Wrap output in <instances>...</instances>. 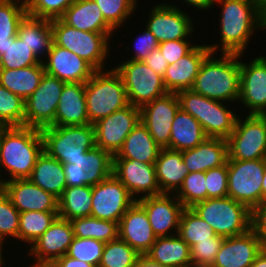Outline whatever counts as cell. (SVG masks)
Returning <instances> with one entry per match:
<instances>
[{"label":"cell","instance_id":"1","mask_svg":"<svg viewBox=\"0 0 266 267\" xmlns=\"http://www.w3.org/2000/svg\"><path fill=\"white\" fill-rule=\"evenodd\" d=\"M43 151L40 129L27 126L0 127V170L4 168L9 176L7 180L0 173V186L6 181L28 178Z\"/></svg>","mask_w":266,"mask_h":267},{"label":"cell","instance_id":"2","mask_svg":"<svg viewBox=\"0 0 266 267\" xmlns=\"http://www.w3.org/2000/svg\"><path fill=\"white\" fill-rule=\"evenodd\" d=\"M214 4L218 7L222 5L218 32L220 43L207 44V47L211 53H217L221 49L222 53L246 55L244 51L255 34L253 32L262 29L257 13V0H215Z\"/></svg>","mask_w":266,"mask_h":267},{"label":"cell","instance_id":"3","mask_svg":"<svg viewBox=\"0 0 266 267\" xmlns=\"http://www.w3.org/2000/svg\"><path fill=\"white\" fill-rule=\"evenodd\" d=\"M241 57L243 54L221 53L218 57L210 53L202 62L191 90L212 100L228 102L227 105L238 103Z\"/></svg>","mask_w":266,"mask_h":267},{"label":"cell","instance_id":"4","mask_svg":"<svg viewBox=\"0 0 266 267\" xmlns=\"http://www.w3.org/2000/svg\"><path fill=\"white\" fill-rule=\"evenodd\" d=\"M44 151L62 164L84 168L85 153L95 145L92 124L81 126H49L41 129Z\"/></svg>","mask_w":266,"mask_h":267},{"label":"cell","instance_id":"5","mask_svg":"<svg viewBox=\"0 0 266 267\" xmlns=\"http://www.w3.org/2000/svg\"><path fill=\"white\" fill-rule=\"evenodd\" d=\"M87 114L94 124L130 105L121 76L114 68L96 71L85 83Z\"/></svg>","mask_w":266,"mask_h":267},{"label":"cell","instance_id":"6","mask_svg":"<svg viewBox=\"0 0 266 267\" xmlns=\"http://www.w3.org/2000/svg\"><path fill=\"white\" fill-rule=\"evenodd\" d=\"M53 43L68 49L87 61L96 71L106 70L111 37L114 33L81 31L64 23L60 18L51 20ZM105 68V69H104Z\"/></svg>","mask_w":266,"mask_h":267},{"label":"cell","instance_id":"7","mask_svg":"<svg viewBox=\"0 0 266 267\" xmlns=\"http://www.w3.org/2000/svg\"><path fill=\"white\" fill-rule=\"evenodd\" d=\"M176 95L180 108L200 123L207 137L229 138L238 116L225 106V102L212 100L192 90H183Z\"/></svg>","mask_w":266,"mask_h":267},{"label":"cell","instance_id":"8","mask_svg":"<svg viewBox=\"0 0 266 267\" xmlns=\"http://www.w3.org/2000/svg\"><path fill=\"white\" fill-rule=\"evenodd\" d=\"M191 208L224 238L244 234L252 228V211L231 197L207 198Z\"/></svg>","mask_w":266,"mask_h":267},{"label":"cell","instance_id":"9","mask_svg":"<svg viewBox=\"0 0 266 267\" xmlns=\"http://www.w3.org/2000/svg\"><path fill=\"white\" fill-rule=\"evenodd\" d=\"M114 69L121 76L129 104L141 108L168 93L163 76L155 73L144 61L125 58Z\"/></svg>","mask_w":266,"mask_h":267},{"label":"cell","instance_id":"10","mask_svg":"<svg viewBox=\"0 0 266 267\" xmlns=\"http://www.w3.org/2000/svg\"><path fill=\"white\" fill-rule=\"evenodd\" d=\"M266 159L228 160V197L253 211L262 203Z\"/></svg>","mask_w":266,"mask_h":267},{"label":"cell","instance_id":"11","mask_svg":"<svg viewBox=\"0 0 266 267\" xmlns=\"http://www.w3.org/2000/svg\"><path fill=\"white\" fill-rule=\"evenodd\" d=\"M227 142V160L266 159V115H239Z\"/></svg>","mask_w":266,"mask_h":267},{"label":"cell","instance_id":"12","mask_svg":"<svg viewBox=\"0 0 266 267\" xmlns=\"http://www.w3.org/2000/svg\"><path fill=\"white\" fill-rule=\"evenodd\" d=\"M64 84L44 73L37 89L25 100V126L41 130L54 123Z\"/></svg>","mask_w":266,"mask_h":267},{"label":"cell","instance_id":"13","mask_svg":"<svg viewBox=\"0 0 266 267\" xmlns=\"http://www.w3.org/2000/svg\"><path fill=\"white\" fill-rule=\"evenodd\" d=\"M136 202L126 187L112 173L92 186V217L119 223L126 211Z\"/></svg>","mask_w":266,"mask_h":267},{"label":"cell","instance_id":"14","mask_svg":"<svg viewBox=\"0 0 266 267\" xmlns=\"http://www.w3.org/2000/svg\"><path fill=\"white\" fill-rule=\"evenodd\" d=\"M180 7L163 1L151 8L144 27L151 31L159 43L192 37L195 30L193 18Z\"/></svg>","mask_w":266,"mask_h":267},{"label":"cell","instance_id":"15","mask_svg":"<svg viewBox=\"0 0 266 267\" xmlns=\"http://www.w3.org/2000/svg\"><path fill=\"white\" fill-rule=\"evenodd\" d=\"M140 121V108L134 105L116 110L93 124L95 145L112 156L116 155L126 137Z\"/></svg>","mask_w":266,"mask_h":267},{"label":"cell","instance_id":"16","mask_svg":"<svg viewBox=\"0 0 266 267\" xmlns=\"http://www.w3.org/2000/svg\"><path fill=\"white\" fill-rule=\"evenodd\" d=\"M112 173L138 201L144 197L162 194L159 189L154 163L135 159L113 158Z\"/></svg>","mask_w":266,"mask_h":267},{"label":"cell","instance_id":"17","mask_svg":"<svg viewBox=\"0 0 266 267\" xmlns=\"http://www.w3.org/2000/svg\"><path fill=\"white\" fill-rule=\"evenodd\" d=\"M180 108L176 93H166L140 108V120L160 148L170 149L175 114Z\"/></svg>","mask_w":266,"mask_h":267},{"label":"cell","instance_id":"18","mask_svg":"<svg viewBox=\"0 0 266 267\" xmlns=\"http://www.w3.org/2000/svg\"><path fill=\"white\" fill-rule=\"evenodd\" d=\"M136 202L145 210L151 228L157 237L178 234L184 206L175 194L162 193L144 197Z\"/></svg>","mask_w":266,"mask_h":267},{"label":"cell","instance_id":"19","mask_svg":"<svg viewBox=\"0 0 266 267\" xmlns=\"http://www.w3.org/2000/svg\"><path fill=\"white\" fill-rule=\"evenodd\" d=\"M240 64V98L248 114H266V63L258 56ZM250 110V111H249Z\"/></svg>","mask_w":266,"mask_h":267},{"label":"cell","instance_id":"20","mask_svg":"<svg viewBox=\"0 0 266 267\" xmlns=\"http://www.w3.org/2000/svg\"><path fill=\"white\" fill-rule=\"evenodd\" d=\"M73 238L74 233L70 221L57 217L50 227L33 242L27 253L29 257H34V264H51L67 253Z\"/></svg>","mask_w":266,"mask_h":267},{"label":"cell","instance_id":"21","mask_svg":"<svg viewBox=\"0 0 266 267\" xmlns=\"http://www.w3.org/2000/svg\"><path fill=\"white\" fill-rule=\"evenodd\" d=\"M45 59V73L65 83H86L96 72L87 61L54 43Z\"/></svg>","mask_w":266,"mask_h":267},{"label":"cell","instance_id":"22","mask_svg":"<svg viewBox=\"0 0 266 267\" xmlns=\"http://www.w3.org/2000/svg\"><path fill=\"white\" fill-rule=\"evenodd\" d=\"M0 188L20 213L25 211L58 212V199L28 178L6 181Z\"/></svg>","mask_w":266,"mask_h":267},{"label":"cell","instance_id":"23","mask_svg":"<svg viewBox=\"0 0 266 267\" xmlns=\"http://www.w3.org/2000/svg\"><path fill=\"white\" fill-rule=\"evenodd\" d=\"M261 240L251 228L248 232L225 238L213 267H250L263 250Z\"/></svg>","mask_w":266,"mask_h":267},{"label":"cell","instance_id":"24","mask_svg":"<svg viewBox=\"0 0 266 267\" xmlns=\"http://www.w3.org/2000/svg\"><path fill=\"white\" fill-rule=\"evenodd\" d=\"M211 53L207 44L196 46L184 57L169 64L163 75L165 88L169 93L191 90L204 59Z\"/></svg>","mask_w":266,"mask_h":267},{"label":"cell","instance_id":"25","mask_svg":"<svg viewBox=\"0 0 266 267\" xmlns=\"http://www.w3.org/2000/svg\"><path fill=\"white\" fill-rule=\"evenodd\" d=\"M118 230L119 238L140 255H145L157 239L145 210L137 202L119 220Z\"/></svg>","mask_w":266,"mask_h":267},{"label":"cell","instance_id":"26","mask_svg":"<svg viewBox=\"0 0 266 267\" xmlns=\"http://www.w3.org/2000/svg\"><path fill=\"white\" fill-rule=\"evenodd\" d=\"M90 124L87 114L85 83H65L61 92L54 123L51 126Z\"/></svg>","mask_w":266,"mask_h":267},{"label":"cell","instance_id":"27","mask_svg":"<svg viewBox=\"0 0 266 267\" xmlns=\"http://www.w3.org/2000/svg\"><path fill=\"white\" fill-rule=\"evenodd\" d=\"M183 161L190 172H206L224 165L228 159V142L207 137L197 147L182 151Z\"/></svg>","mask_w":266,"mask_h":267},{"label":"cell","instance_id":"28","mask_svg":"<svg viewBox=\"0 0 266 267\" xmlns=\"http://www.w3.org/2000/svg\"><path fill=\"white\" fill-rule=\"evenodd\" d=\"M71 27L95 33L116 32L104 19L94 0H75L60 17Z\"/></svg>","mask_w":266,"mask_h":267},{"label":"cell","instance_id":"29","mask_svg":"<svg viewBox=\"0 0 266 267\" xmlns=\"http://www.w3.org/2000/svg\"><path fill=\"white\" fill-rule=\"evenodd\" d=\"M154 165L161 193L175 194L189 173L182 151L161 148Z\"/></svg>","mask_w":266,"mask_h":267},{"label":"cell","instance_id":"30","mask_svg":"<svg viewBox=\"0 0 266 267\" xmlns=\"http://www.w3.org/2000/svg\"><path fill=\"white\" fill-rule=\"evenodd\" d=\"M17 36L42 62L53 44L51 20L26 14L18 26Z\"/></svg>","mask_w":266,"mask_h":267},{"label":"cell","instance_id":"31","mask_svg":"<svg viewBox=\"0 0 266 267\" xmlns=\"http://www.w3.org/2000/svg\"><path fill=\"white\" fill-rule=\"evenodd\" d=\"M190 246L178 235L157 237L145 254L165 267H187L191 262Z\"/></svg>","mask_w":266,"mask_h":267},{"label":"cell","instance_id":"32","mask_svg":"<svg viewBox=\"0 0 266 267\" xmlns=\"http://www.w3.org/2000/svg\"><path fill=\"white\" fill-rule=\"evenodd\" d=\"M28 179L57 199L67 187L63 164L45 151L38 157Z\"/></svg>","mask_w":266,"mask_h":267},{"label":"cell","instance_id":"33","mask_svg":"<svg viewBox=\"0 0 266 267\" xmlns=\"http://www.w3.org/2000/svg\"><path fill=\"white\" fill-rule=\"evenodd\" d=\"M160 150L161 148L155 143L146 126L140 121L126 137L122 148L113 158L155 163Z\"/></svg>","mask_w":266,"mask_h":267},{"label":"cell","instance_id":"34","mask_svg":"<svg viewBox=\"0 0 266 267\" xmlns=\"http://www.w3.org/2000/svg\"><path fill=\"white\" fill-rule=\"evenodd\" d=\"M206 138L200 123L189 113L179 108L172 123L170 149L176 151L192 149Z\"/></svg>","mask_w":266,"mask_h":267},{"label":"cell","instance_id":"35","mask_svg":"<svg viewBox=\"0 0 266 267\" xmlns=\"http://www.w3.org/2000/svg\"><path fill=\"white\" fill-rule=\"evenodd\" d=\"M45 73L43 63L19 69H0V85L26 100Z\"/></svg>","mask_w":266,"mask_h":267},{"label":"cell","instance_id":"36","mask_svg":"<svg viewBox=\"0 0 266 267\" xmlns=\"http://www.w3.org/2000/svg\"><path fill=\"white\" fill-rule=\"evenodd\" d=\"M92 186L66 187L58 199V217L65 220L91 215Z\"/></svg>","mask_w":266,"mask_h":267},{"label":"cell","instance_id":"37","mask_svg":"<svg viewBox=\"0 0 266 267\" xmlns=\"http://www.w3.org/2000/svg\"><path fill=\"white\" fill-rule=\"evenodd\" d=\"M27 14L25 0H0V57L17 36L18 26Z\"/></svg>","mask_w":266,"mask_h":267},{"label":"cell","instance_id":"38","mask_svg":"<svg viewBox=\"0 0 266 267\" xmlns=\"http://www.w3.org/2000/svg\"><path fill=\"white\" fill-rule=\"evenodd\" d=\"M74 237L92 238L104 243L119 238L118 223L92 216L70 220Z\"/></svg>","mask_w":266,"mask_h":267},{"label":"cell","instance_id":"39","mask_svg":"<svg viewBox=\"0 0 266 267\" xmlns=\"http://www.w3.org/2000/svg\"><path fill=\"white\" fill-rule=\"evenodd\" d=\"M58 217V212L25 211L20 213L18 240L30 246Z\"/></svg>","mask_w":266,"mask_h":267},{"label":"cell","instance_id":"40","mask_svg":"<svg viewBox=\"0 0 266 267\" xmlns=\"http://www.w3.org/2000/svg\"><path fill=\"white\" fill-rule=\"evenodd\" d=\"M178 235L190 246L209 240L217 234L192 208H184L179 221Z\"/></svg>","mask_w":266,"mask_h":267},{"label":"cell","instance_id":"41","mask_svg":"<svg viewBox=\"0 0 266 267\" xmlns=\"http://www.w3.org/2000/svg\"><path fill=\"white\" fill-rule=\"evenodd\" d=\"M84 171L87 172V186H93L112 174L113 156L94 146L85 153Z\"/></svg>","mask_w":266,"mask_h":267},{"label":"cell","instance_id":"42","mask_svg":"<svg viewBox=\"0 0 266 267\" xmlns=\"http://www.w3.org/2000/svg\"><path fill=\"white\" fill-rule=\"evenodd\" d=\"M138 254L120 238L105 243L98 267H135Z\"/></svg>","mask_w":266,"mask_h":267},{"label":"cell","instance_id":"43","mask_svg":"<svg viewBox=\"0 0 266 267\" xmlns=\"http://www.w3.org/2000/svg\"><path fill=\"white\" fill-rule=\"evenodd\" d=\"M25 126V100L0 85V127Z\"/></svg>","mask_w":266,"mask_h":267},{"label":"cell","instance_id":"44","mask_svg":"<svg viewBox=\"0 0 266 267\" xmlns=\"http://www.w3.org/2000/svg\"><path fill=\"white\" fill-rule=\"evenodd\" d=\"M31 48L18 36L10 38V43L0 57V69H19L41 64Z\"/></svg>","mask_w":266,"mask_h":267},{"label":"cell","instance_id":"45","mask_svg":"<svg viewBox=\"0 0 266 267\" xmlns=\"http://www.w3.org/2000/svg\"><path fill=\"white\" fill-rule=\"evenodd\" d=\"M100 8L105 21L118 31L120 26H124L126 20L134 15L138 7L139 0H94Z\"/></svg>","mask_w":266,"mask_h":267},{"label":"cell","instance_id":"46","mask_svg":"<svg viewBox=\"0 0 266 267\" xmlns=\"http://www.w3.org/2000/svg\"><path fill=\"white\" fill-rule=\"evenodd\" d=\"M205 172H190L175 193L184 208H191L195 204L207 199Z\"/></svg>","mask_w":266,"mask_h":267},{"label":"cell","instance_id":"47","mask_svg":"<svg viewBox=\"0 0 266 267\" xmlns=\"http://www.w3.org/2000/svg\"><path fill=\"white\" fill-rule=\"evenodd\" d=\"M104 245V242L92 238L74 237L66 255L98 267Z\"/></svg>","mask_w":266,"mask_h":267},{"label":"cell","instance_id":"48","mask_svg":"<svg viewBox=\"0 0 266 267\" xmlns=\"http://www.w3.org/2000/svg\"><path fill=\"white\" fill-rule=\"evenodd\" d=\"M19 218L20 212L0 188V241L2 243H5L9 237V240L16 238L18 241Z\"/></svg>","mask_w":266,"mask_h":267},{"label":"cell","instance_id":"49","mask_svg":"<svg viewBox=\"0 0 266 267\" xmlns=\"http://www.w3.org/2000/svg\"><path fill=\"white\" fill-rule=\"evenodd\" d=\"M75 0H25L27 14L37 18L57 19Z\"/></svg>","mask_w":266,"mask_h":267},{"label":"cell","instance_id":"50","mask_svg":"<svg viewBox=\"0 0 266 267\" xmlns=\"http://www.w3.org/2000/svg\"><path fill=\"white\" fill-rule=\"evenodd\" d=\"M207 198L228 197V160L217 168L205 172Z\"/></svg>","mask_w":266,"mask_h":267},{"label":"cell","instance_id":"51","mask_svg":"<svg viewBox=\"0 0 266 267\" xmlns=\"http://www.w3.org/2000/svg\"><path fill=\"white\" fill-rule=\"evenodd\" d=\"M224 239V237L217 235L210 237L209 240L197 242L190 248L192 262L212 265Z\"/></svg>","mask_w":266,"mask_h":267},{"label":"cell","instance_id":"52","mask_svg":"<svg viewBox=\"0 0 266 267\" xmlns=\"http://www.w3.org/2000/svg\"><path fill=\"white\" fill-rule=\"evenodd\" d=\"M190 39L164 41L159 43L158 48L168 64L176 62L178 59L188 54L197 43L192 44Z\"/></svg>","mask_w":266,"mask_h":267},{"label":"cell","instance_id":"53","mask_svg":"<svg viewBox=\"0 0 266 267\" xmlns=\"http://www.w3.org/2000/svg\"><path fill=\"white\" fill-rule=\"evenodd\" d=\"M140 32V36H138L135 43V53L129 59L136 60V61H143L147 58V56L158 48L159 42L156 37L151 33V31L145 27V31Z\"/></svg>","mask_w":266,"mask_h":267},{"label":"cell","instance_id":"54","mask_svg":"<svg viewBox=\"0 0 266 267\" xmlns=\"http://www.w3.org/2000/svg\"><path fill=\"white\" fill-rule=\"evenodd\" d=\"M252 229L266 250V201H263L252 211Z\"/></svg>","mask_w":266,"mask_h":267},{"label":"cell","instance_id":"55","mask_svg":"<svg viewBox=\"0 0 266 267\" xmlns=\"http://www.w3.org/2000/svg\"><path fill=\"white\" fill-rule=\"evenodd\" d=\"M67 187L87 185V172L75 164H63Z\"/></svg>","mask_w":266,"mask_h":267},{"label":"cell","instance_id":"56","mask_svg":"<svg viewBox=\"0 0 266 267\" xmlns=\"http://www.w3.org/2000/svg\"><path fill=\"white\" fill-rule=\"evenodd\" d=\"M147 66H149L155 73L163 76L166 68L168 67L167 60L163 57L162 52L159 48H156L143 60Z\"/></svg>","mask_w":266,"mask_h":267},{"label":"cell","instance_id":"57","mask_svg":"<svg viewBox=\"0 0 266 267\" xmlns=\"http://www.w3.org/2000/svg\"><path fill=\"white\" fill-rule=\"evenodd\" d=\"M55 267H96L81 260L67 256L66 254L52 263Z\"/></svg>","mask_w":266,"mask_h":267},{"label":"cell","instance_id":"58","mask_svg":"<svg viewBox=\"0 0 266 267\" xmlns=\"http://www.w3.org/2000/svg\"><path fill=\"white\" fill-rule=\"evenodd\" d=\"M180 1V0H179ZM183 4L186 3L193 8H197L196 10H208L214 6L215 0H182Z\"/></svg>","mask_w":266,"mask_h":267},{"label":"cell","instance_id":"59","mask_svg":"<svg viewBox=\"0 0 266 267\" xmlns=\"http://www.w3.org/2000/svg\"><path fill=\"white\" fill-rule=\"evenodd\" d=\"M257 13L262 29L266 30V0H257Z\"/></svg>","mask_w":266,"mask_h":267},{"label":"cell","instance_id":"60","mask_svg":"<svg viewBox=\"0 0 266 267\" xmlns=\"http://www.w3.org/2000/svg\"><path fill=\"white\" fill-rule=\"evenodd\" d=\"M135 267H165L159 263L151 261L147 256L140 255L136 261Z\"/></svg>","mask_w":266,"mask_h":267},{"label":"cell","instance_id":"61","mask_svg":"<svg viewBox=\"0 0 266 267\" xmlns=\"http://www.w3.org/2000/svg\"><path fill=\"white\" fill-rule=\"evenodd\" d=\"M250 267H266V250L263 249Z\"/></svg>","mask_w":266,"mask_h":267},{"label":"cell","instance_id":"62","mask_svg":"<svg viewBox=\"0 0 266 267\" xmlns=\"http://www.w3.org/2000/svg\"><path fill=\"white\" fill-rule=\"evenodd\" d=\"M266 201V164H265V171L263 175V181H262V202Z\"/></svg>","mask_w":266,"mask_h":267},{"label":"cell","instance_id":"63","mask_svg":"<svg viewBox=\"0 0 266 267\" xmlns=\"http://www.w3.org/2000/svg\"><path fill=\"white\" fill-rule=\"evenodd\" d=\"M4 244L0 241V267H3V265H4V261L6 260V259H4L3 258V253L4 252H2L3 251V249H4V246H3ZM3 247V248H2Z\"/></svg>","mask_w":266,"mask_h":267},{"label":"cell","instance_id":"64","mask_svg":"<svg viewBox=\"0 0 266 267\" xmlns=\"http://www.w3.org/2000/svg\"><path fill=\"white\" fill-rule=\"evenodd\" d=\"M187 267H213L212 265L199 264L191 262Z\"/></svg>","mask_w":266,"mask_h":267},{"label":"cell","instance_id":"65","mask_svg":"<svg viewBox=\"0 0 266 267\" xmlns=\"http://www.w3.org/2000/svg\"><path fill=\"white\" fill-rule=\"evenodd\" d=\"M30 267H55V266L51 263V264H33Z\"/></svg>","mask_w":266,"mask_h":267},{"label":"cell","instance_id":"66","mask_svg":"<svg viewBox=\"0 0 266 267\" xmlns=\"http://www.w3.org/2000/svg\"><path fill=\"white\" fill-rule=\"evenodd\" d=\"M259 57L266 63V56L259 55Z\"/></svg>","mask_w":266,"mask_h":267}]
</instances>
